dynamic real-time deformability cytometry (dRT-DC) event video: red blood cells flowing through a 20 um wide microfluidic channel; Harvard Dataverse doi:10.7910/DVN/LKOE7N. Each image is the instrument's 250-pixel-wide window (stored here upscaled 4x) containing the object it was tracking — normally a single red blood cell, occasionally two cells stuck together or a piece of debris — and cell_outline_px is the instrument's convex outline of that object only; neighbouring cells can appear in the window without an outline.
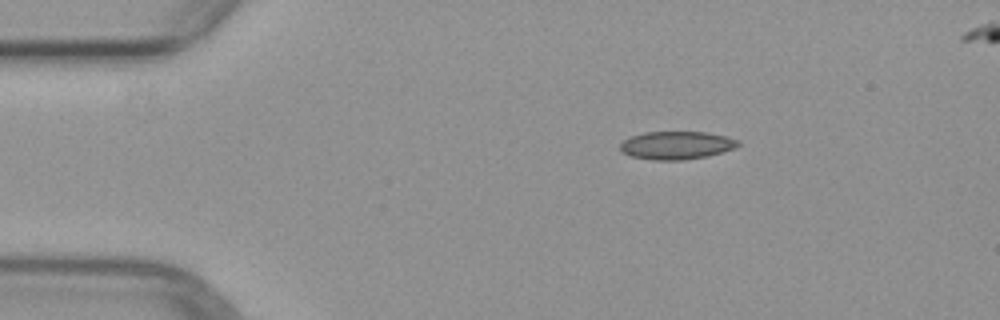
{"species": "common noctule bat (a hibernating species)", "species_latin": "Nyctalus noctula", "temperature_condition": "warm", "stored_images_in_passage": 4, "camera_frame_rate_fps": 3000, "um_per_image_px": 0.085, "animal": {"sex": "female", "body_mass_g": 29.2, "forearm_length_mm": 56.3}, "frame": {"image": 1, "passage_image": 2, "time_ms": 1.333, "image_size_px": [1000, 320], "cell_outline_px": [[740, 144], [736, 148], [724, 152], [684, 160], [652, 160], [632, 156], [620, 152], [620, 144], [628, 136], [644, 132], [708, 132], [740, 140]], "centroid_in_image_um": [57.49, 12.34], "position_along_channel_um": 27.5, "area_um2": 19.42}}